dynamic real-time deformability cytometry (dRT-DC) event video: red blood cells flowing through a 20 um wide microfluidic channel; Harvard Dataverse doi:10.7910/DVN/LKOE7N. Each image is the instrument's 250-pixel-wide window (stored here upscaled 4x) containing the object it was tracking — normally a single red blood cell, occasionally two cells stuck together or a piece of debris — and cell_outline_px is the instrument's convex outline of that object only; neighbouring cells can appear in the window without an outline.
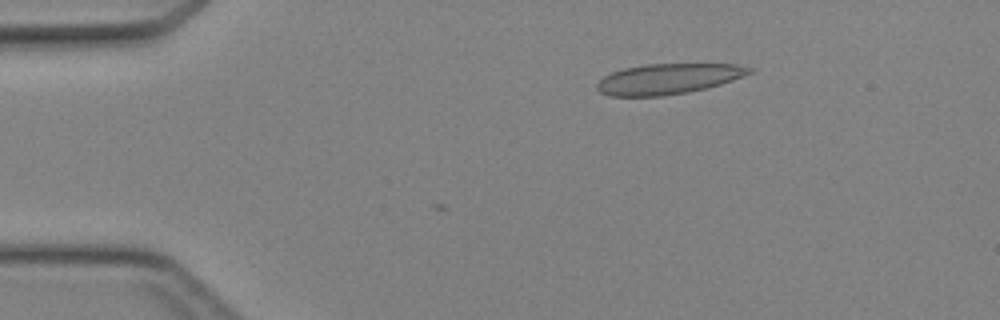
{"species": "Egyptian fruit bat (a non-hibernating species)", "species_latin": "Rousettus aegyptiacus", "temperature_condition": "cold", "stored_images_in_passage": 2, "camera_frame_rate_fps": 3000, "um_per_image_px": 0.085, "animal": {"sex": "female"}, "frame": {"image": 1, "passage_image": 2, "time_ms": 0.333, "image_size_px": [1000, 320], "cell_outline_px": [[756, 68], [752, 72], [732, 80], [720, 84], [688, 92], [660, 96], [608, 96], [600, 92], [596, 88], [596, 84], [604, 76], [612, 72], [624, 68], [644, 64], [736, 64]], "centroid_in_image_um": [56.78, 6.7], "position_along_channel_um": 28.2, "area_um2": 26.99}}